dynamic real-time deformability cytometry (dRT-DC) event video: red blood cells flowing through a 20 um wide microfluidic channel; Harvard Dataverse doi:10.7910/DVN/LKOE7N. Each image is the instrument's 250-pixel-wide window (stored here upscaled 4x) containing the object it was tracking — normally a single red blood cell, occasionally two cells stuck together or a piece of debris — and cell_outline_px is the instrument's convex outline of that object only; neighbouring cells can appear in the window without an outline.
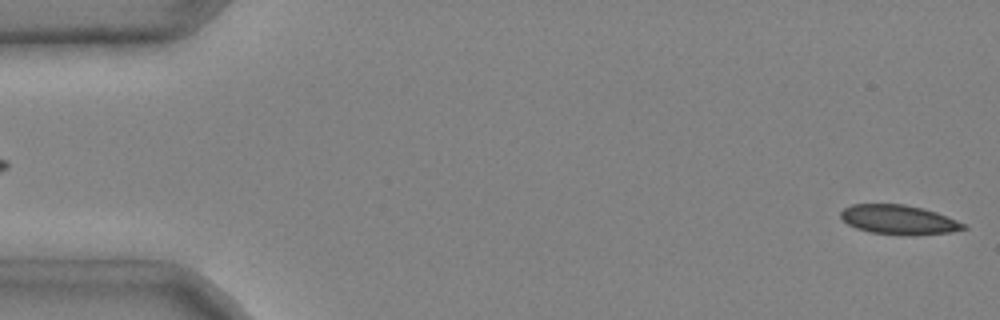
{"species": "common noctule bat (a hibernating species)", "species_latin": "Nyctalus noctula", "temperature_condition": "cold", "stored_images_in_passage": 4, "camera_frame_rate_fps": 3000, "um_per_image_px": 0.085, "animal": {"sex": "male", "body_mass_g": 20.4}, "frame": {"image": 1, "passage_image": 4, "time_ms": 1.0, "image_size_px": [1000, 320], "cell_outline_px": [[968, 228], [952, 232], [916, 236], [900, 236], [872, 232], [856, 228], [848, 224], [840, 216], [840, 212], [844, 208], [852, 204], [904, 204], [936, 212], [948, 216], [968, 224]], "centroid_in_image_um": [76.45, 18.7], "position_along_channel_um": 8.5, "area_um2": 21.39}}